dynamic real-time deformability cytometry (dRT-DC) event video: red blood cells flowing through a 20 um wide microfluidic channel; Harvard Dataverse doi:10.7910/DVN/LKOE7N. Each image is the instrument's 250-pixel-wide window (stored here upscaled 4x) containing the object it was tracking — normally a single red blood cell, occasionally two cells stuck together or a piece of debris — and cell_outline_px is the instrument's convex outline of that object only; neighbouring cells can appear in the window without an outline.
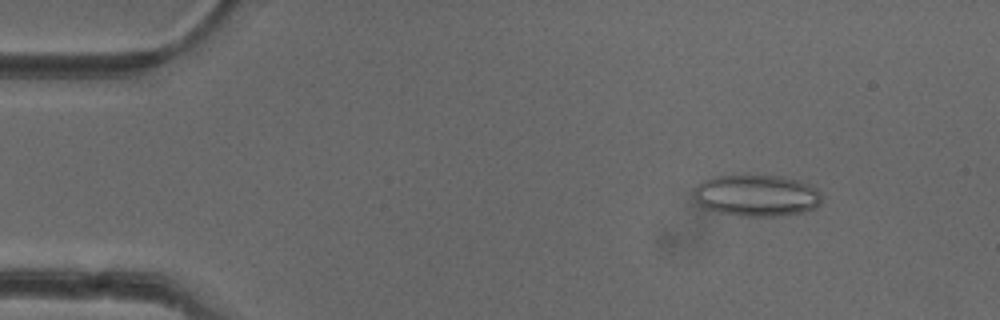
{"species": "common noctule bat (a hibernating species)", "species_latin": "Nyctalus noctula", "temperature_condition": "cold", "stored_images_in_passage": 51, "camera_frame_rate_fps": 3000, "um_per_image_px": 0.085, "animal": {"sex": "female"}, "frame": {"image": 1, "passage_image": 6, "time_ms": 1.667, "image_size_px": [1000, 320], "cell_outline_px": [[820, 204], [816, 208], [804, 212], [776, 216], [744, 216], [720, 212], [704, 208], [692, 196], [692, 192], [704, 180], [712, 176], [780, 176], [800, 180], [816, 188], [820, 196]], "centroid_in_image_um": [64.31, 16.62], "position_along_channel_um": 20.7, "area_um2": 30.87}}
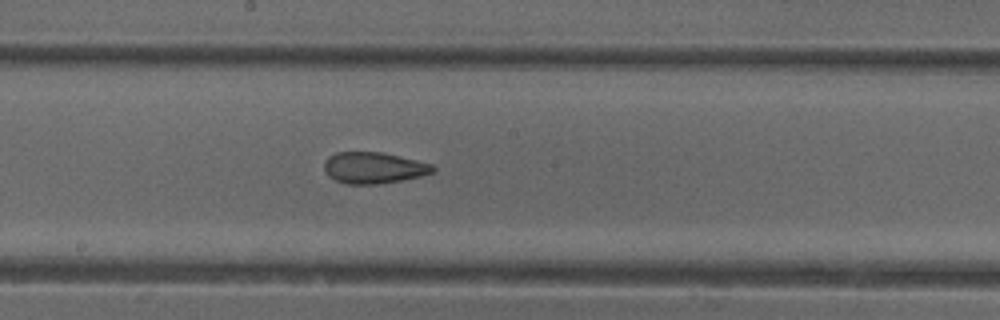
{"frame": {"image": 2, "passage_image": 27, "time_ms": 8.667, "image_size_px": [1000, 320], "cell_outline_px": [[436, 172], [420, 176], [400, 180], [376, 184], [348, 184], [336, 180], [328, 176], [324, 168], [324, 160], [328, 156], [336, 152], [384, 152], [432, 164], [436, 168]], "centroid_in_image_um": [31.76, 14.25], "position_along_channel_um": 216.4, "area_um2": 19.88}}
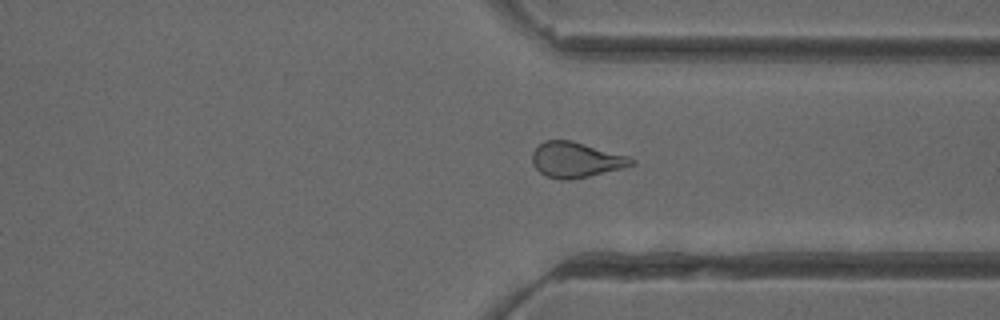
{"frame": {"image": 3, "passage_image": 38, "time_ms": 12.333, "image_size_px": [1000, 320], "cell_outline_px": [[636, 164], [572, 180], [560, 180], [544, 176], [532, 164], [532, 152], [544, 140], [572, 140], [632, 156], [636, 160]], "centroid_in_image_um": [48.97, 13.57], "position_along_channel_um": 362.4, "area_um2": 20.75}, "authors_computed_cell_mechanics": {"area_um2": 21.964, "velocity_mm_per_s": 4.0016, "shape_relaxation_time_tau1_ms": null, "shape_relaxation_time_tau2_ms": 1.6691, "deformation_change_tau1": null, "deformation_change_tau2": 0.0964}}